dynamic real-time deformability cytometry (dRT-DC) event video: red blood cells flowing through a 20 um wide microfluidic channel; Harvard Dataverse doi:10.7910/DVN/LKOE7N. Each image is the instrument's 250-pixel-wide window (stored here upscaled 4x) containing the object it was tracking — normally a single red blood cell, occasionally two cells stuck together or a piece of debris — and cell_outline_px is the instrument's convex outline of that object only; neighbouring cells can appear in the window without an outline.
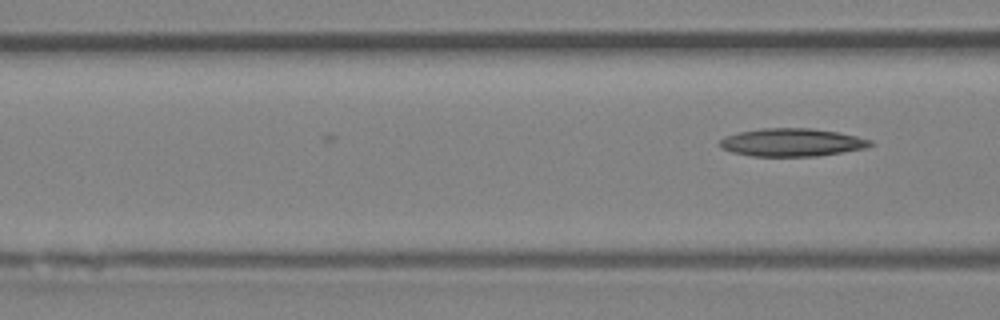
{"species": "Egyptian fruit bat (a non-hibernating species)", "species_latin": "Rousettus aegyptiacus", "temperature_condition": "room temperature", "stored_images_in_passage": 14, "camera_frame_rate_fps": 3000, "um_per_image_px": 0.085, "animal": {"sex": "female"}, "frame": {"image": 1, "passage_image": 14, "time_ms": 4.333, "image_size_px": [1000, 320], "cell_outline_px": [[872, 144], [864, 148], [816, 156], [752, 156], [732, 152], [720, 148], [720, 140], [724, 136], [740, 132], [764, 128], [812, 128], [840, 132], [872, 140]], "centroid_in_image_um": [67.29, 12.1], "position_along_channel_um": 99.3, "area_um2": 24.39}}